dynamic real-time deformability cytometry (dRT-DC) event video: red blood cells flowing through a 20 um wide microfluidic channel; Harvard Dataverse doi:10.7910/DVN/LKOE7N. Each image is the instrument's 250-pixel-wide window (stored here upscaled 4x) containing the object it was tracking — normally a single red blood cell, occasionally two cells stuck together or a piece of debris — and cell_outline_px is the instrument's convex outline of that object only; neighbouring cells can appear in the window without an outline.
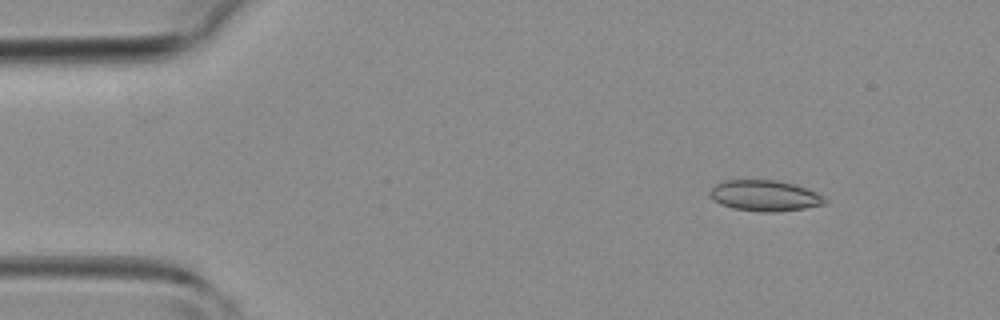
{"species": "common noctule bat (a hibernating species)", "species_latin": "Nyctalus noctula", "temperature_condition": "room temperature", "stored_images_in_passage": 12, "camera_frame_rate_fps": 3000, "um_per_image_px": 0.085, "animal": {"sex": "female", "body_mass_g": 19.3, "forearm_length_mm": 54.1}, "frame": {"image": 1, "passage_image": 4, "time_ms": 1.0, "image_size_px": [1000, 320], "cell_outline_px": [[828, 204], [804, 208], [776, 212], [764, 212], [736, 208], [720, 204], [708, 192], [716, 184], [724, 180], [776, 180], [796, 184], [808, 188], [824, 196], [828, 200]], "centroid_in_image_um": [65.08, 16.62], "position_along_channel_um": 19.9, "area_um2": 20.69}}
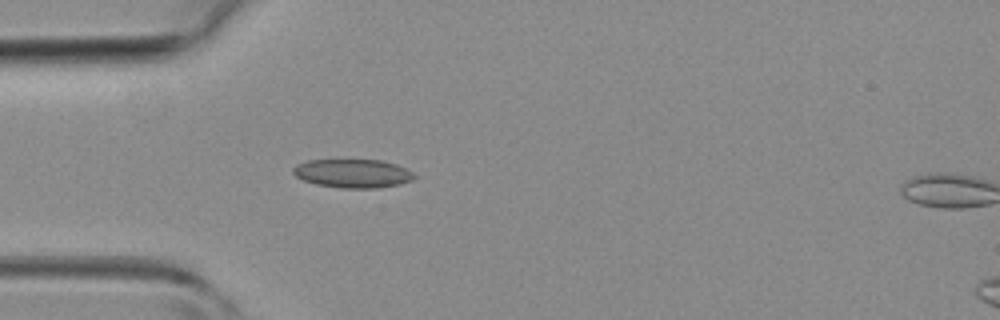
{"frame": {"image": 2, "passage_image": 11, "time_ms": 3.333, "image_size_px": [1000, 320], "cell_outline_px": [[416, 176], [412, 180], [400, 184], [380, 188], [340, 188], [316, 184], [304, 180], [296, 176], [292, 172], [292, 168], [296, 164], [308, 160], [380, 160], [396, 164], [412, 172]], "centroid_in_image_um": [29.98, 14.74], "position_along_channel_um": 55.0, "area_um2": 20.23}}